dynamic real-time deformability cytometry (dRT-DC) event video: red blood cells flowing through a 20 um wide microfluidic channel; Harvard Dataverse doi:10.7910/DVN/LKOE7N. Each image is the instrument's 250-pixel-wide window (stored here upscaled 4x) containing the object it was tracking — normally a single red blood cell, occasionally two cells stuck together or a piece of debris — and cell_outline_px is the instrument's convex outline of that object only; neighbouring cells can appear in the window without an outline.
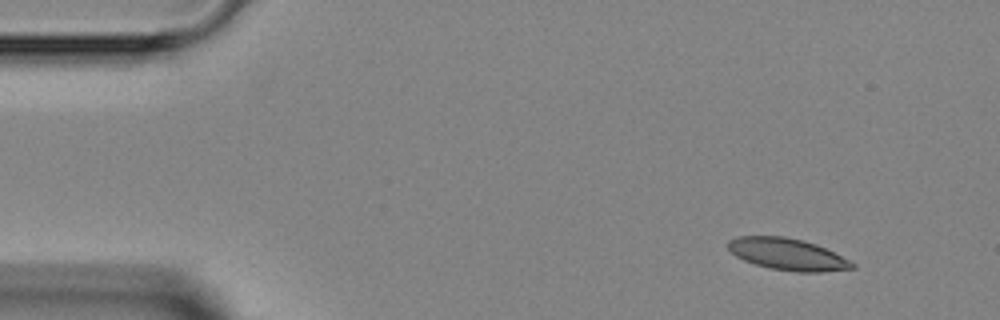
{"species": "Egyptian fruit bat (a non-hibernating species)", "species_latin": "Rousettus aegyptiacus", "temperature_condition": "room temperature", "stored_images_in_passage": 8, "camera_frame_rate_fps": 3000, "um_per_image_px": 0.085, "animal": {"sex": "female"}, "frame": {"image": 1, "passage_image": 1, "time_ms": 0.0, "image_size_px": [1000, 320], "cell_outline_px": [[856, 268], [820, 272], [796, 272], [768, 268], [744, 260], [736, 256], [728, 248], [728, 240], [740, 236], [784, 236], [804, 240], [816, 244], [856, 264]], "centroid_in_image_um": [66.93, 21.61], "position_along_channel_um": 18.1, "area_um2": 22.83}}